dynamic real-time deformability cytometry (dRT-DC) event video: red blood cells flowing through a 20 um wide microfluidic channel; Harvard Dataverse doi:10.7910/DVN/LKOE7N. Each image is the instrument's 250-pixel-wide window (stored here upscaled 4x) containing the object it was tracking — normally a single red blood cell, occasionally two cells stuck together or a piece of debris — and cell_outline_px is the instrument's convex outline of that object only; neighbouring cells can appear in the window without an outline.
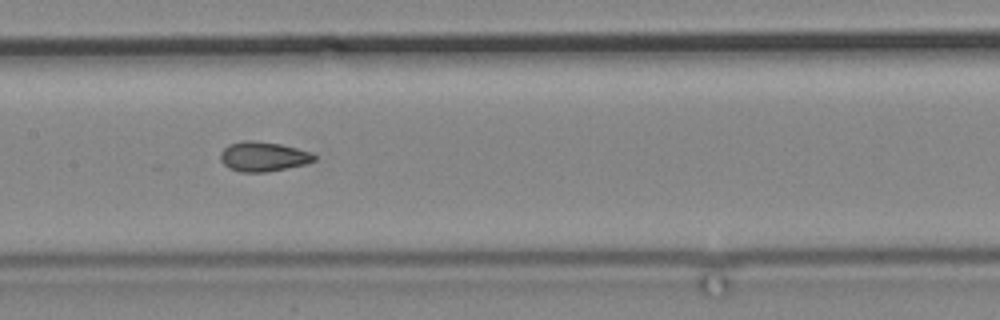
{"species": "common noctule bat (a hibernating species)", "species_latin": "Nyctalus noctula", "temperature_condition": "cold", "stored_images_in_passage": 14, "camera_frame_rate_fps": 3000, "um_per_image_px": 0.085, "animal": {"sex": "male", "body_mass_g": 19.2, "forearm_length_mm": 51.8}, "frame": {"image": 1, "passage_image": 12, "time_ms": 14.0, "image_size_px": [1000, 320], "cell_outline_px": [[316, 160], [308, 164], [268, 172], [240, 172], [228, 168], [220, 160], [220, 152], [228, 144], [244, 140], [252, 140], [280, 144], [312, 152], [316, 156]], "centroid_in_image_um": [22.38, 13.31], "position_along_channel_um": 185.0, "area_um2": 16.47}}
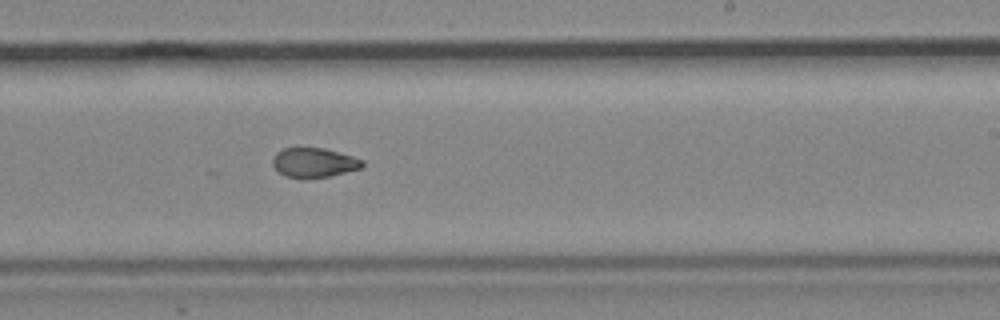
{"frame": {"image": 2, "passage_image": 14, "time_ms": 16.333, "image_size_px": [1000, 320], "cell_outline_px": [[364, 168], [332, 176], [304, 180], [300, 180], [284, 176], [272, 164], [272, 156], [276, 152], [284, 148], [324, 148], [352, 156], [364, 160]], "centroid_in_image_um": [26.7, 13.86], "position_along_channel_um": 262.3, "area_um2": 15.95}}